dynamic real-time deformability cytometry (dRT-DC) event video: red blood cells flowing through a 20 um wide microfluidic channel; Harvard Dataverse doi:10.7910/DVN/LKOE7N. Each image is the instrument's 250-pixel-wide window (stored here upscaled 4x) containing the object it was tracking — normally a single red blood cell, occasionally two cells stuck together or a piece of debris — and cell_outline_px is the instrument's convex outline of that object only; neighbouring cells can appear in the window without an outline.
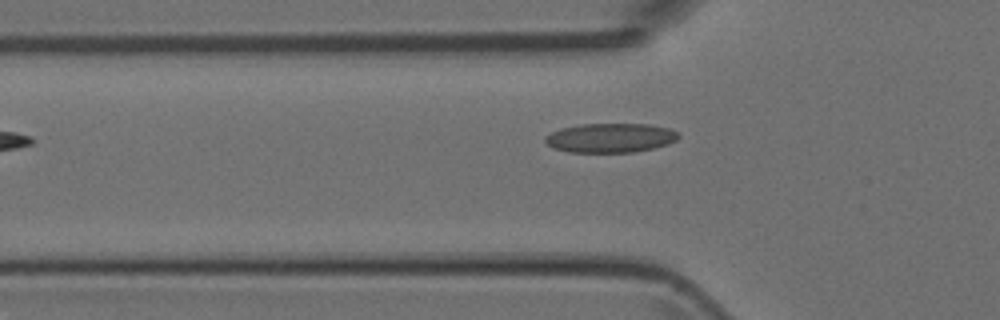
{"species": "Egyptian fruit bat (a non-hibernating species)", "species_latin": "Rousettus aegyptiacus", "temperature_condition": "room temperature", "stored_images_in_passage": 4, "camera_frame_rate_fps": 3000, "um_per_image_px": 0.085, "animal": {"sex": "female"}, "frame": {"image": 1, "passage_image": 4, "time_ms": 4.333, "image_size_px": [1000, 320], "cell_outline_px": [[680, 136], [676, 140], [668, 144], [652, 148], [632, 152], [568, 152], [552, 148], [544, 140], [544, 136], [560, 128], [580, 124], [648, 124], [668, 128], [676, 132]], "centroid_in_image_um": [51.84, 11.72], "position_along_channel_um": 74.0, "area_um2": 22.72}}